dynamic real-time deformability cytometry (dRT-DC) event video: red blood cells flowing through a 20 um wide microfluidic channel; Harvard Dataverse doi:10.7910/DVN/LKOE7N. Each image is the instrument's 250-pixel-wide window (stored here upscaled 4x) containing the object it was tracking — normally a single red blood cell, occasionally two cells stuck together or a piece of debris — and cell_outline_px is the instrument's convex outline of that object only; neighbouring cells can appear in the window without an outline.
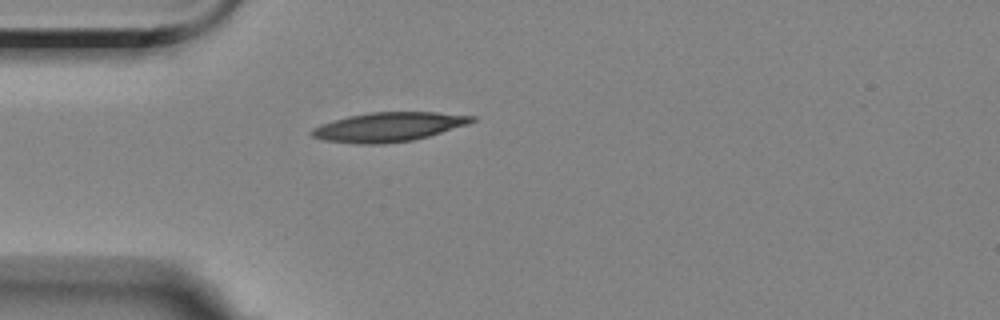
{"species": "Egyptian fruit bat (a non-hibernating species)", "species_latin": "Rousettus aegyptiacus", "temperature_condition": "room temperature", "stored_images_in_passage": 1, "camera_frame_rate_fps": 3000, "um_per_image_px": 0.085, "animal": {"sex": "female"}, "frame": {"image": 1, "passage_image": 1, "time_ms": 0.0, "image_size_px": [1000, 320], "cell_outline_px": [[476, 120], [468, 124], [428, 136], [412, 140], [380, 144], [356, 144], [324, 140], [312, 136], [308, 132], [312, 128], [320, 124], [348, 116], [368, 112], [436, 112], [476, 116]], "centroid_in_image_um": [33.0, 10.78], "position_along_channel_um": 52.0, "area_um2": 27.28}}